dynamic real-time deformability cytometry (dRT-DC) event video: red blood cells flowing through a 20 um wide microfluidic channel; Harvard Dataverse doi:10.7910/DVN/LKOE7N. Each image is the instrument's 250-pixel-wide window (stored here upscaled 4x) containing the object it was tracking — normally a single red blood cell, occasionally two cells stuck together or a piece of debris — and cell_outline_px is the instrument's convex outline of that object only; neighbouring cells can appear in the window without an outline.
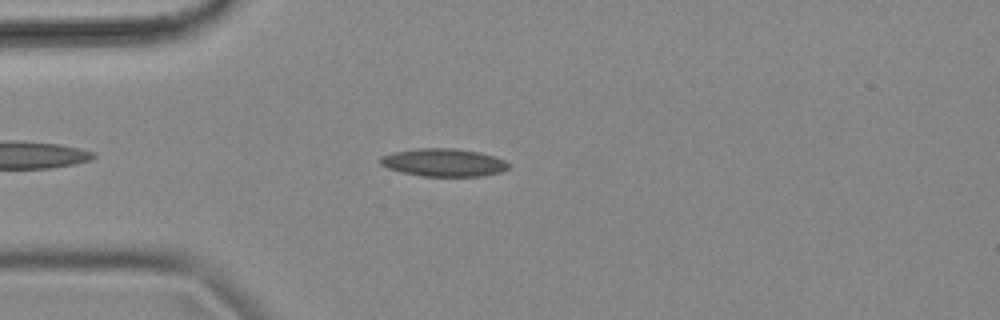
{"species": "common noctule bat (a hibernating species)", "species_latin": "Nyctalus noctula", "temperature_condition": "cold", "stored_images_in_passage": 46, "camera_frame_rate_fps": 3000, "um_per_image_px": 0.085, "animal": {"sex": "female", "body_mass_g": 18.4}, "frame": {"image": 1, "passage_image": 3, "time_ms": 0.667, "image_size_px": [1000, 320], "cell_outline_px": [[512, 164], [508, 168], [500, 172], [480, 176], [420, 176], [400, 172], [388, 168], [380, 164], [376, 160], [380, 156], [392, 152], [420, 148], [456, 148], [480, 152], [504, 160]], "centroid_in_image_um": [37.66, 13.81], "position_along_channel_um": 47.3, "area_um2": 21.04}}
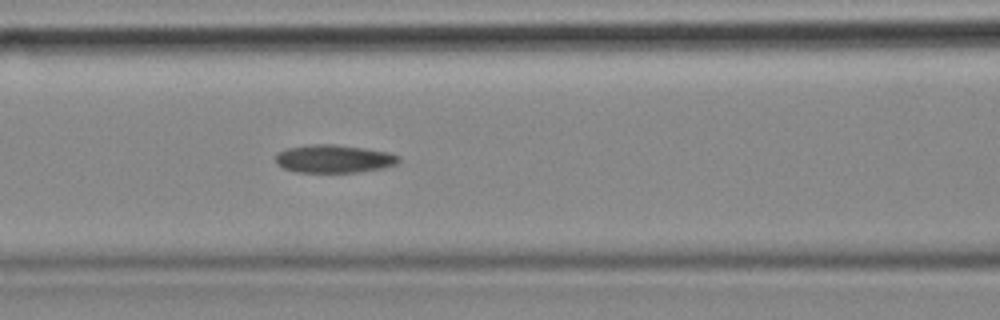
{"frame": {"image": 2, "passage_image": 12, "time_ms": 3.667, "image_size_px": [1000, 320], "cell_outline_px": [[400, 160], [396, 164], [384, 168], [356, 172], [296, 172], [284, 168], [276, 164], [276, 152], [288, 148], [308, 144], [336, 144], [364, 148], [388, 152], [400, 156]], "centroid_in_image_um": [28.37, 13.49], "position_along_channel_um": 138.2, "area_um2": 20.23}}
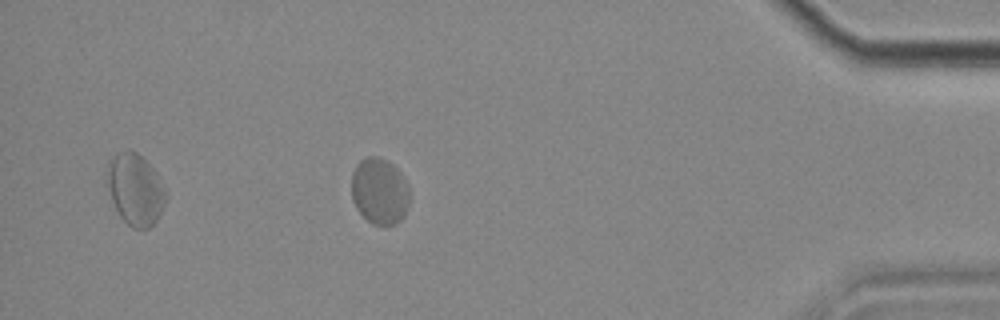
{"frame": {"image": 3, "passage_image": 39, "time_ms": 12.667, "image_size_px": [1000, 320], "cell_outline_px": [[408, 204], [404, 216], [396, 224], [372, 224], [356, 208], [352, 200], [352, 172], [356, 164], [364, 156], [376, 156], [388, 160], [400, 172], [408, 184]], "centroid_in_image_um": [32.25, 16.22], "position_along_channel_um": 403.0, "area_um2": 22.48}, "authors_computed_cell_mechanics": {"area_um2": 21.0681, "velocity_mm_per_s": 3.4667, "shape_relaxation_time_tau1_ms": null, "shape_relaxation_time_tau2_ms": 1.5853, "deformation_change_tau1": null, "deformation_change_tau2": 0.0545}}